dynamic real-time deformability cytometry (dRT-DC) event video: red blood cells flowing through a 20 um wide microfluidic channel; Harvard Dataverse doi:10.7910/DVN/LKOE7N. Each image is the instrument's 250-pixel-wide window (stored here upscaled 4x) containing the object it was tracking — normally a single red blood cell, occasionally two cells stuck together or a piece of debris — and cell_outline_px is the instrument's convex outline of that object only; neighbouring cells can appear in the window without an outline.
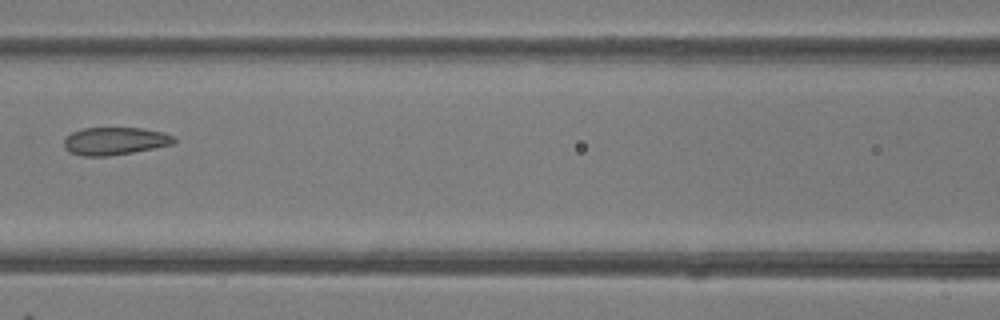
{"species": "common noctule bat (a hibernating species)", "species_latin": "Nyctalus noctula", "temperature_condition": "room temperature", "stored_images_in_passage": 6, "camera_frame_rate_fps": 3000, "um_per_image_px": 0.085, "animal": {"sex": "female"}, "frame": {"image": 1, "passage_image": 5, "time_ms": 4.667, "image_size_px": [1000, 320], "cell_outline_px": [[176, 140], [172, 144], [132, 152], [108, 156], [80, 156], [68, 152], [64, 148], [64, 140], [72, 132], [84, 128], [140, 128], [164, 132], [176, 136]], "centroid_in_image_um": [9.75, 11.99], "position_along_channel_um": 156.9, "area_um2": 17.74}}
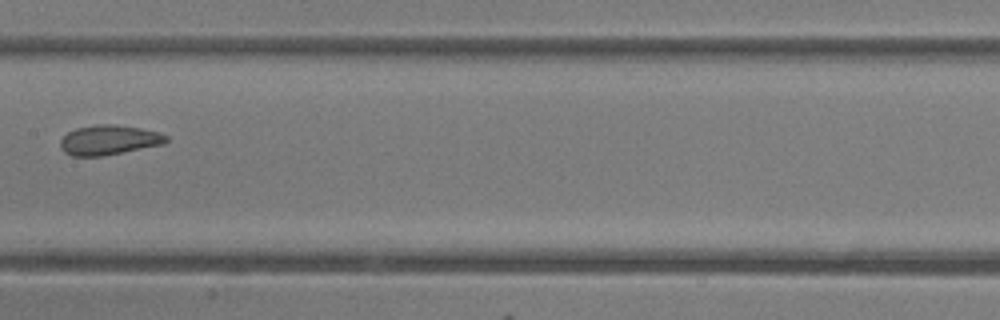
{"frame": {"image": 2, "passage_image": 6, "time_ms": 5.667, "image_size_px": [1000, 320], "cell_outline_px": [[168, 140], [164, 144], [104, 156], [72, 156], [64, 152], [60, 148], [60, 140], [68, 132], [76, 128], [96, 124], [116, 124], [140, 128], [160, 132], [168, 136]], "centroid_in_image_um": [9.26, 11.9], "position_along_channel_um": 198.1, "area_um2": 18.55}}